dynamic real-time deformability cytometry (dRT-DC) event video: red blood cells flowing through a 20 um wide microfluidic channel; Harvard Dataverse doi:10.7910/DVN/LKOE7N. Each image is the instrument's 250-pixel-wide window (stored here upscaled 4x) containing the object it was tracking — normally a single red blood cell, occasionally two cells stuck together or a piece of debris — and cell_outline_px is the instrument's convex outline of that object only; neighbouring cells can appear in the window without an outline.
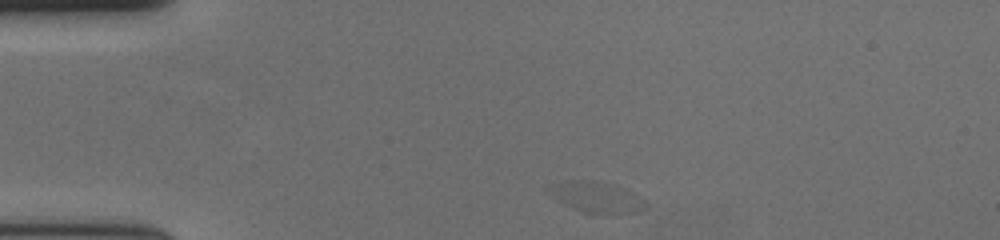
{"species": "human", "species_latin": "Homo sapiens", "temperature_condition": "cold", "stored_images_in_passage": 34, "camera_frame_rate_fps": 3000, "um_per_image_px": 0.085, "donor": {"sex": "female"}, "frame": {"image": 1, "passage_image": 1, "time_ms": 0.0, "image_size_px": [1000, 240], "cell_outline_px": [[648, 208], [636, 212], [612, 216], [580, 212], [552, 196], [544, 188], [560, 180], [592, 180], [612, 184], [632, 192], [644, 200], [648, 204]], "centroid_in_image_um": [50.71, 16.78], "position_along_channel_um": 34.3, "area_um2": 17.98}}
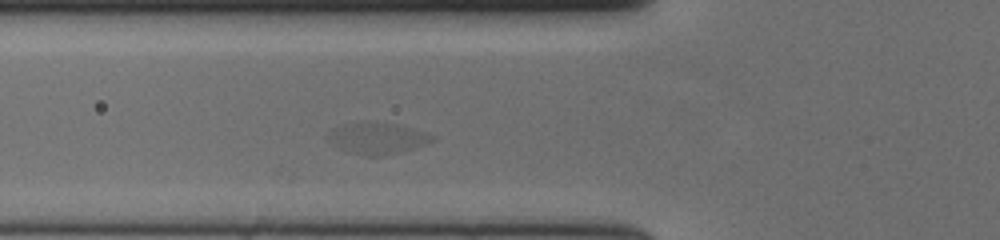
{"frame": {"image": 2, "passage_image": 10, "time_ms": 3.0, "image_size_px": [1000, 240], "cell_outline_px": [[436, 140], [428, 144], [400, 152], [376, 156], [368, 156], [348, 152], [340, 148], [328, 140], [328, 132], [332, 128], [344, 124], [396, 124], [412, 128], [436, 136]], "centroid_in_image_um": [32.11, 11.78], "position_along_channel_um": 93.7, "area_um2": 18.55}}
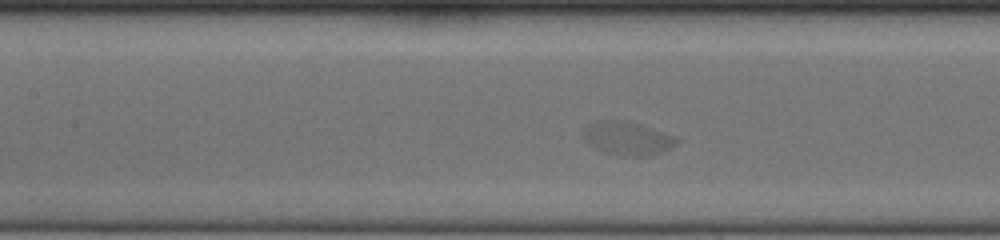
{"frame": {"image": 3, "passage_image": 15, "time_ms": 4.667, "image_size_px": [1000, 240], "cell_outline_px": [[680, 140], [676, 144], [660, 152], [644, 156], [632, 156], [608, 152], [600, 148], [588, 140], [584, 136], [584, 128], [588, 124], [600, 120], [616, 120], [640, 124], [676, 136]], "centroid_in_image_um": [53.4, 11.73], "position_along_channel_um": 154.0, "area_um2": 17.34}}